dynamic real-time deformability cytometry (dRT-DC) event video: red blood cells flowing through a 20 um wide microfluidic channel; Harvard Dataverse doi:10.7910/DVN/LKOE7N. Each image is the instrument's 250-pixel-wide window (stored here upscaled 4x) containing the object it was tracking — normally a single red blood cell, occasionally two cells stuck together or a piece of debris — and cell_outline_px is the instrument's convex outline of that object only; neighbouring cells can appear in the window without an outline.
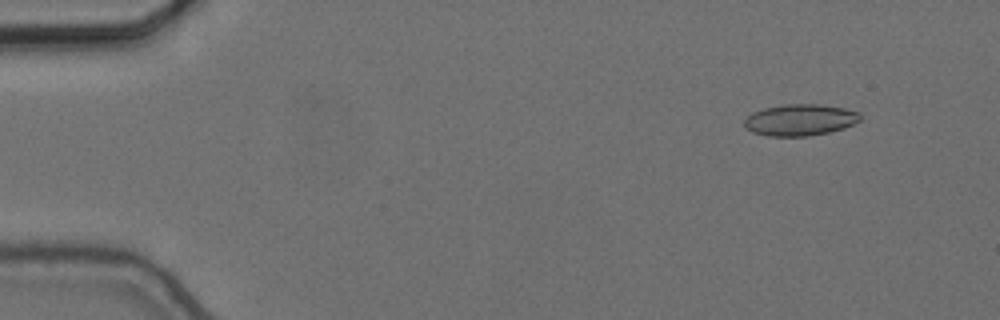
{"species": "common noctule bat (a hibernating species)", "species_latin": "Nyctalus noctula", "temperature_condition": "cold", "stored_images_in_passage": 52, "camera_frame_rate_fps": 3000, "um_per_image_px": 0.085, "animal": {"sex": "female", "body_mass_g": 24.6, "forearm_length_mm": 56.2}, "frame": {"image": 1, "passage_image": 1, "time_ms": 0.0, "image_size_px": [1000, 320], "cell_outline_px": [[860, 120], [844, 128], [828, 132], [808, 136], [768, 136], [752, 132], [744, 128], [744, 120], [752, 112], [764, 108], [784, 104], [820, 104], [844, 108], [860, 112]], "centroid_in_image_um": [67.98, 10.19], "position_along_channel_um": 17.0, "area_um2": 21.33}}
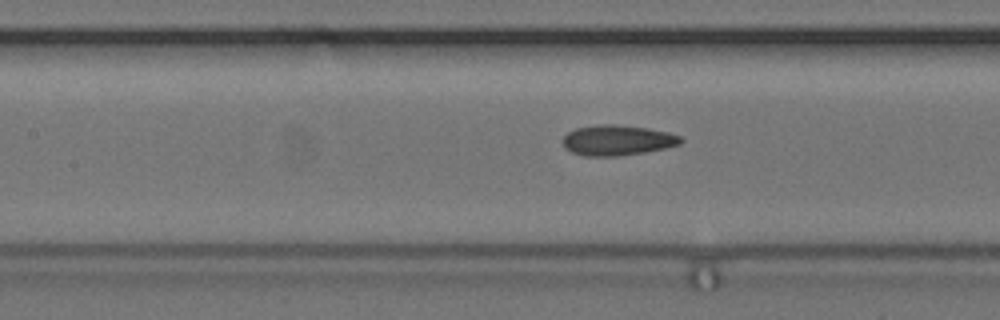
{"frame": {"image": 2, "passage_image": 21, "time_ms": 6.667, "image_size_px": [1000, 320], "cell_outline_px": [[684, 140], [680, 144], [664, 148], [644, 152], [620, 156], [584, 156], [572, 152], [564, 148], [564, 136], [568, 132], [576, 128], [600, 124], [612, 124], [648, 128], [668, 132], [680, 136]], "centroid_in_image_um": [52.48, 11.92], "position_along_channel_um": 154.9, "area_um2": 20.81}}
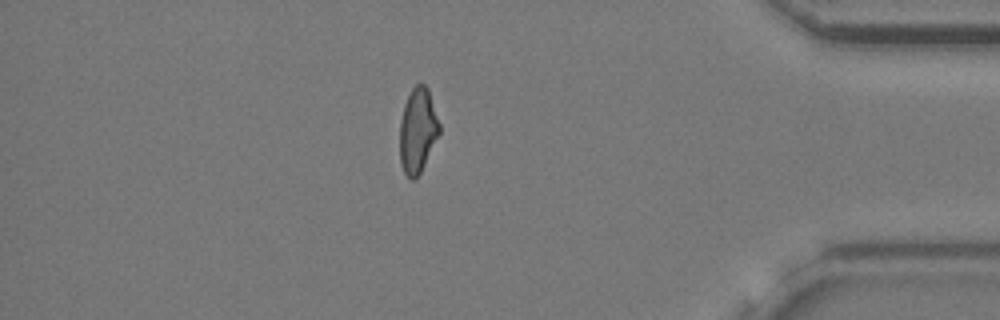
{"frame": {"image": 3, "passage_image": 44, "time_ms": 14.333, "image_size_px": [1000, 320], "cell_outline_px": [[440, 132], [420, 172], [412, 180], [404, 172], [400, 164], [400, 120], [404, 104], [412, 88], [416, 84], [424, 84], [428, 88], [440, 124]], "centroid_in_image_um": [35.5, 11.06], "position_along_channel_um": 399.7, "area_um2": 19.36}, "authors_computed_cell_mechanics": {"area_um2": 20.3745, "velocity_mm_per_s": 3.6706, "shape_relaxation_time_tau1_ms": 6.3492, "shape_relaxation_time_tau2_ms": 3.288, "deformation_change_tau1": 0.1234, "deformation_change_tau2": 0.0962}}